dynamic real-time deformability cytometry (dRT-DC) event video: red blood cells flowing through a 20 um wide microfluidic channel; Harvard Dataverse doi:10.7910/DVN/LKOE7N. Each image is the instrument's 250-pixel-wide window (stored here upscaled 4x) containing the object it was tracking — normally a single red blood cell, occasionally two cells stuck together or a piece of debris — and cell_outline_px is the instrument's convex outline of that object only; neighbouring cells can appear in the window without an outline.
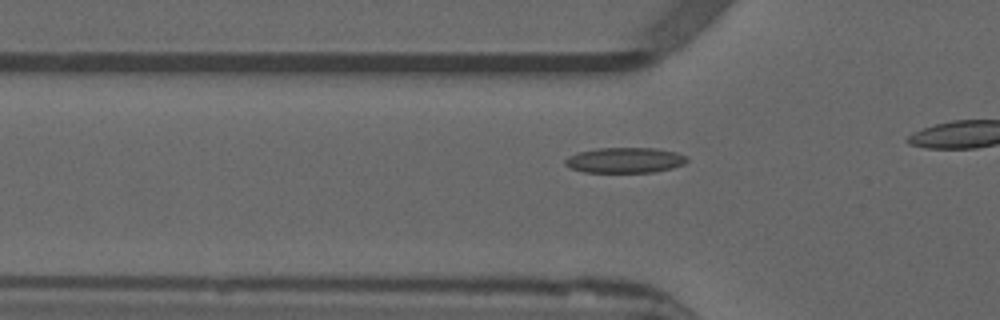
{"species": "common noctule bat (a hibernating species)", "species_latin": "Nyctalus noctula", "temperature_condition": "warm", "stored_images_in_passage": 36, "camera_frame_rate_fps": 3000, "um_per_image_px": 0.085, "animal": {"sex": "male", "forearm_length_mm": 52.5}, "frame": {"image": 1, "passage_image": 10, "time_ms": 3.0, "image_size_px": [1000, 320], "cell_outline_px": [[688, 160], [684, 164], [672, 168], [656, 172], [584, 172], [572, 168], [564, 164], [564, 160], [568, 156], [576, 152], [596, 148], [652, 148], [676, 152], [688, 156]], "centroid_in_image_um": [53.11, 13.61], "position_along_channel_um": 72.7, "area_um2": 18.15}, "authors_computed_cell_mechanics": {"area_um2": 17.2244, "velocity_mm_per_s": 3.8718, "shape_relaxation_time_tau1_ms": 9.8622, "shape_relaxation_time_tau2_ms": 2.0878, "deformation_change_tau1": 0.2267, "deformation_change_tau2": 0.0793}}